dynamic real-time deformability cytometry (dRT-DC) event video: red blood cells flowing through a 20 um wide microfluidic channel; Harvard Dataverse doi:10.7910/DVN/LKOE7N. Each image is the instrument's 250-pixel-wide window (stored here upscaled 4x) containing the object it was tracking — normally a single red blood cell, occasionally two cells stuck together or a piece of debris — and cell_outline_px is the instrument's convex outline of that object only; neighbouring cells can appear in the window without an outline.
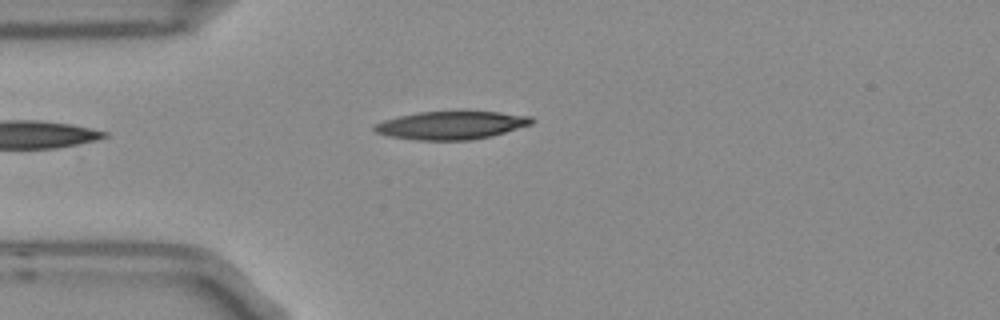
{"species": "Egyptian fruit bat (a non-hibernating species)", "species_latin": "Rousettus aegyptiacus", "temperature_condition": "room temperature", "stored_images_in_passage": 4, "camera_frame_rate_fps": 3000, "um_per_image_px": 0.085, "frame": {"image": 1, "passage_image": 4, "time_ms": 1.0, "image_size_px": [1000, 320], "cell_outline_px": [[536, 120], [532, 124], [492, 136], [468, 140], [416, 140], [392, 136], [376, 132], [372, 128], [376, 124], [384, 120], [396, 116], [420, 112], [500, 112], [532, 116]], "centroid_in_image_um": [38.39, 10.64], "position_along_channel_um": 46.6, "area_um2": 25.61}}